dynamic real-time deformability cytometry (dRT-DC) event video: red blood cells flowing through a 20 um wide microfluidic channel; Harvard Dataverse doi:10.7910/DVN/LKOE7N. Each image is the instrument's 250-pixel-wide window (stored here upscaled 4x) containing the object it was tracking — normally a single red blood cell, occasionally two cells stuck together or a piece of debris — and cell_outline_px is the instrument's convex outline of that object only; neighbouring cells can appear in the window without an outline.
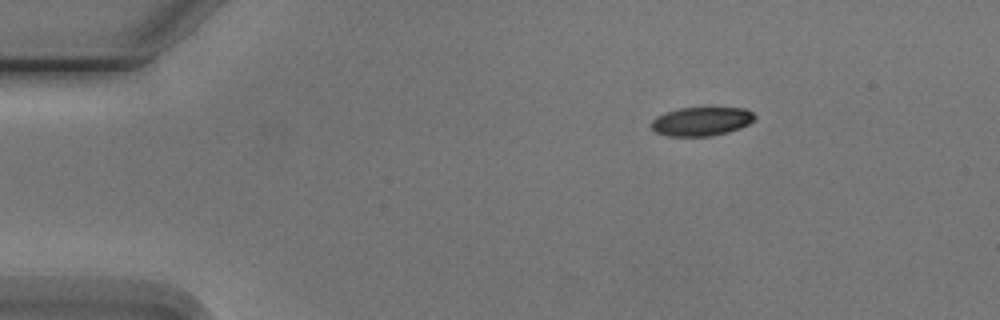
{"species": "Egyptian fruit bat (a non-hibernating species)", "species_latin": "Rousettus aegyptiacus", "temperature_condition": "cold", "stored_images_in_passage": 6, "camera_frame_rate_fps": 3000, "um_per_image_px": 0.085, "animal": {"sex": "male"}, "frame": {"image": 1, "passage_image": 1, "time_ms": 0.0, "image_size_px": [1000, 320], "cell_outline_px": [[756, 116], [748, 124], [740, 128], [728, 132], [712, 136], [668, 136], [656, 132], [652, 128], [652, 120], [656, 116], [664, 112], [680, 108], [708, 104], [744, 108], [752, 112]], "centroid_in_image_um": [59.64, 10.25], "position_along_channel_um": 25.4, "area_um2": 18.21}}
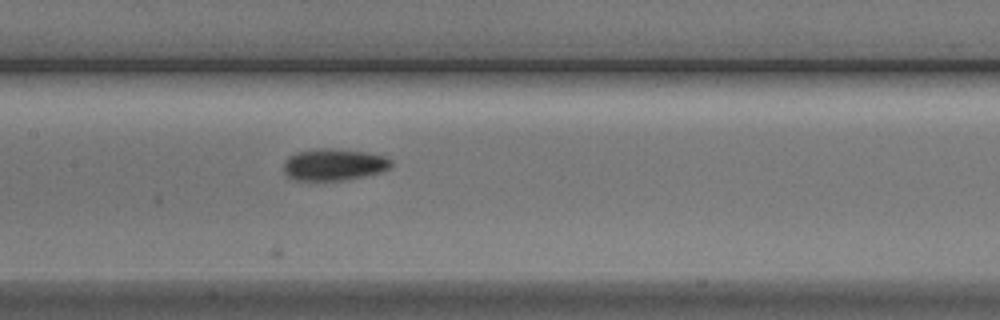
{"frame": {"image": 2, "passage_image": 6, "time_ms": 6.0, "image_size_px": [1000, 320], "cell_outline_px": [[392, 164], [388, 168], [380, 172], [364, 176], [344, 180], [296, 180], [288, 176], [284, 172], [284, 160], [288, 156], [296, 152], [316, 148], [332, 148], [364, 152], [384, 156], [392, 160]], "centroid_in_image_um": [28.35, 13.98], "position_along_channel_um": 179.1, "area_um2": 19.88}}